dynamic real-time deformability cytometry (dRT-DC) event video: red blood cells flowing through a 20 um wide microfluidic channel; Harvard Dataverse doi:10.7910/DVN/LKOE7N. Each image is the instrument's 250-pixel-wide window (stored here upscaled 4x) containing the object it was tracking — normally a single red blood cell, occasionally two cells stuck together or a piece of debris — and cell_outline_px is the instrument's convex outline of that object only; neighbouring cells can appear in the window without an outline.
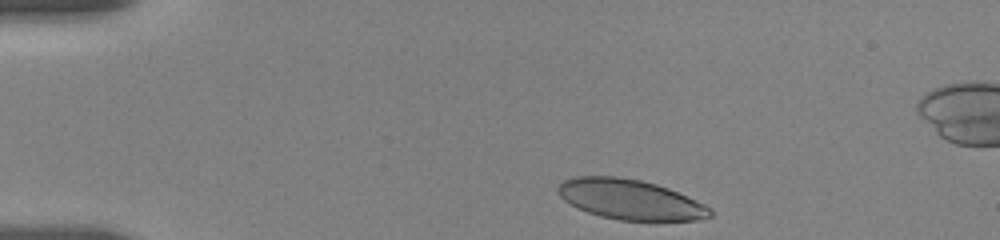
{"species": "human", "species_latin": "Homo sapiens", "temperature_condition": "room temperature", "stored_images_in_passage": 7, "camera_frame_rate_fps": 3000, "um_per_image_px": 0.085, "donor": {"sex": "female"}, "frame": {"image": 1, "passage_image": 1, "time_ms": 0.0, "image_size_px": [1000, 240], "cell_outline_px": [[712, 216], [700, 220], [620, 220], [600, 216], [588, 212], [564, 200], [556, 192], [556, 188], [564, 180], [576, 176], [616, 176], [640, 180], [656, 184], [668, 188], [704, 204], [712, 208]], "centroid_in_image_um": [53.56, 16.95], "position_along_channel_um": 31.4, "area_um2": 35.32}}
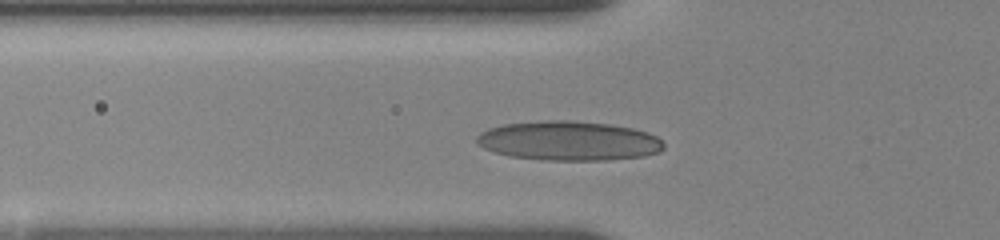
{"frame": {"image": 2, "passage_image": 5, "time_ms": 3.0, "image_size_px": [1000, 240], "cell_outline_px": [[664, 148], [660, 152], [644, 156], [608, 160], [544, 160], [508, 156], [484, 148], [476, 144], [476, 136], [480, 132], [488, 128], [504, 124], [548, 120], [568, 120], [608, 124], [632, 128], [648, 132], [656, 136], [664, 144]], "centroid_in_image_um": [48.33, 11.97], "position_along_channel_um": 77.5, "area_um2": 43.06}}
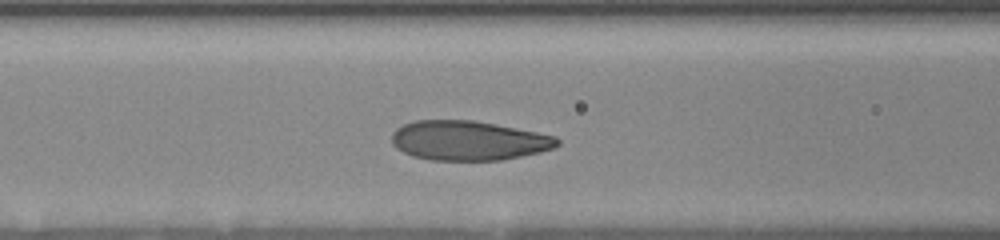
{"frame": {"image": 3, "passage_image": 7, "time_ms": 4.333, "image_size_px": [1000, 240], "cell_outline_px": [[560, 144], [552, 148], [540, 152], [500, 160], [432, 160], [412, 156], [396, 148], [392, 144], [392, 132], [396, 128], [404, 124], [416, 120], [472, 120], [496, 124], [556, 136], [560, 140]], "centroid_in_image_um": [39.8, 11.94], "position_along_channel_um": 126.8, "area_um2": 38.09}}